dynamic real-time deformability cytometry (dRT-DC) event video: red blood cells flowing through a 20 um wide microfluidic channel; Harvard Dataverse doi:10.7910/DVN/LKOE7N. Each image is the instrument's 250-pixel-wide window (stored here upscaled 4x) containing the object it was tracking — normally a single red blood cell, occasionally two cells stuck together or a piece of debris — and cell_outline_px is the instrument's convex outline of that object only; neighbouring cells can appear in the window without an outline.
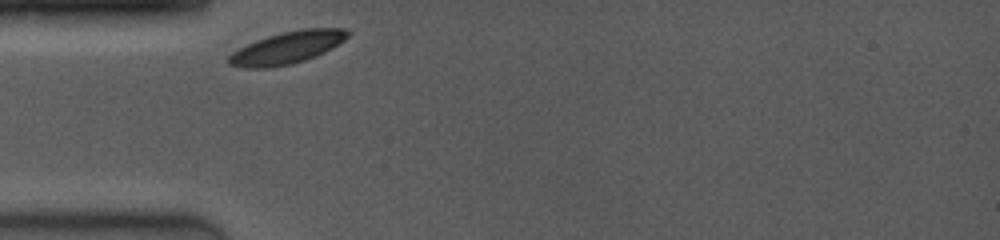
{"species": "common noctule bat (a hibernating species)", "species_latin": "Nyctalus noctula", "temperature_condition": "room temperature", "stored_images_in_passage": 35, "camera_frame_rate_fps": 4000, "um_per_image_px": 0.085, "animal": {"sex": "female", "body_mass_g": 19.0, "forearm_length_mm": 53.3}, "frame": {"image": 1, "passage_image": 1, "time_ms": 0.0, "image_size_px": [1000, 240], "cell_outline_px": [[348, 36], [344, 40], [332, 48], [324, 52], [304, 60], [292, 64], [264, 68], [244, 68], [228, 64], [228, 56], [232, 52], [256, 40], [268, 36], [284, 32], [304, 28], [348, 28]], "centroid_in_image_um": [24.41, 4.05], "position_along_channel_um": 60.6, "area_um2": 22.08}}
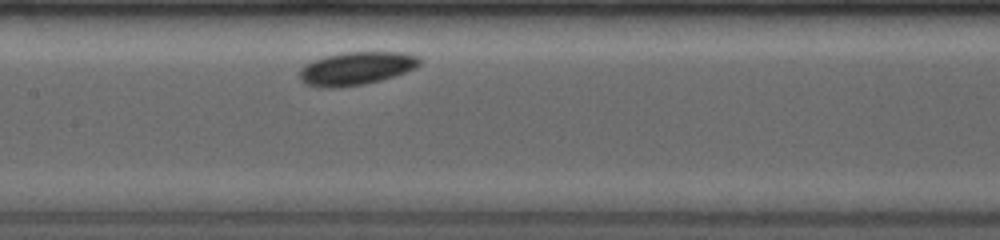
{"frame": {"image": 2, "passage_image": 17, "time_ms": 3.25, "image_size_px": [1000, 240], "cell_outline_px": [[424, 60], [416, 68], [380, 80], [364, 84], [340, 88], [316, 88], [304, 84], [300, 80], [300, 68], [304, 64], [312, 60], [324, 56], [340, 52], [408, 52], [420, 56]], "centroid_in_image_um": [30.27, 5.81], "position_along_channel_um": 177.1, "area_um2": 23.76}}
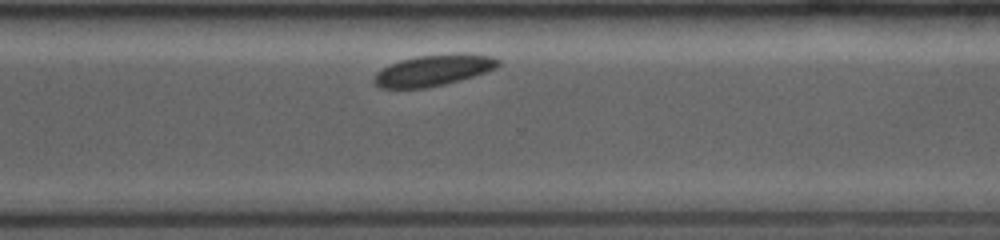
{"frame": {"image": 3, "passage_image": 35, "time_ms": 7.5, "image_size_px": [1000, 240], "cell_outline_px": [[500, 64], [496, 68], [460, 80], [428, 88], [380, 88], [372, 84], [372, 80], [376, 72], [388, 64], [400, 60], [416, 56], [456, 52], [464, 52], [496, 56], [500, 60]], "centroid_in_image_um": [36.83, 5.95], "position_along_channel_um": 333.8, "area_um2": 23.12}}